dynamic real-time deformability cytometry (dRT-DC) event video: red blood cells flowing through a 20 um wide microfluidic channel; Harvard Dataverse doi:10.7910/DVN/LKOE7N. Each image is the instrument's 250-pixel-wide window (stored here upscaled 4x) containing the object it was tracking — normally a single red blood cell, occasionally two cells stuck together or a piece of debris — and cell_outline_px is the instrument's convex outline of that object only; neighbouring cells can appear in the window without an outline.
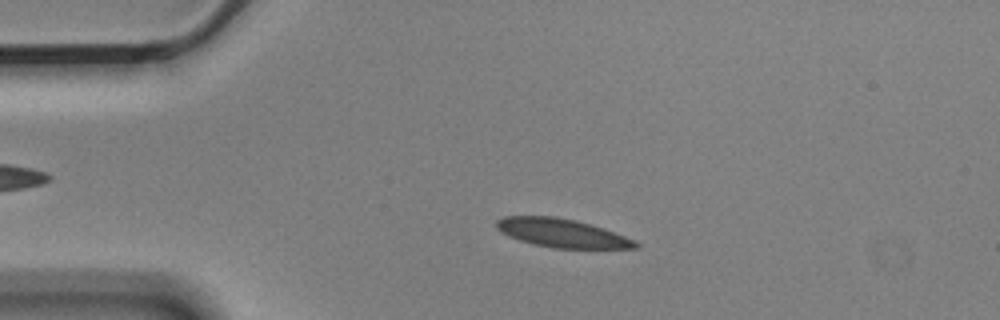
{"species": "Egyptian fruit bat (a non-hibernating species)", "species_latin": "Rousettus aegyptiacus", "temperature_condition": "cold", "stored_images_in_passage": 4, "camera_frame_rate_fps": 3000, "um_per_image_px": 0.085, "animal": {"sex": "male"}, "frame": {"image": 1, "passage_image": 3, "time_ms": 0.667, "image_size_px": [1000, 320], "cell_outline_px": [[640, 248], [552, 248], [532, 244], [508, 236], [500, 232], [496, 228], [496, 220], [504, 216], [556, 216], [576, 220], [604, 228], [636, 240], [640, 244]], "centroid_in_image_um": [47.76, 19.81], "position_along_channel_um": 37.2, "area_um2": 23.35}}